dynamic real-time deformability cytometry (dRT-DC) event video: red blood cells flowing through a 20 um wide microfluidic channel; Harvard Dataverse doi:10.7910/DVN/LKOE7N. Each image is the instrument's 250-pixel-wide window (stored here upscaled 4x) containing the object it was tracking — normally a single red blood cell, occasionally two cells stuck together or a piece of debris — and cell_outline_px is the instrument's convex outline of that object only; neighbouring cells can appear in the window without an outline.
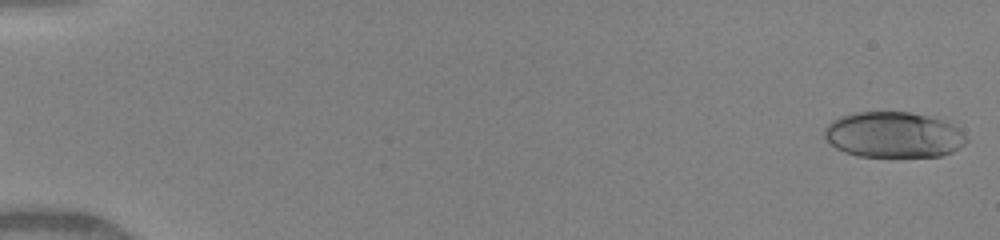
{"species": "human", "species_latin": "Homo sapiens", "temperature_condition": "warm", "stored_images_in_passage": 7, "camera_frame_rate_fps": 3000, "um_per_image_px": 0.085, "donor": {"sex": "female"}, "frame": {"image": 1, "passage_image": 1, "time_ms": 0.0, "image_size_px": [1000, 240], "cell_outline_px": [[968, 140], [960, 148], [952, 152], [940, 156], [856, 156], [844, 152], [836, 148], [824, 136], [824, 128], [832, 120], [840, 116], [856, 112], [908, 112], [928, 116], [952, 124]], "centroid_in_image_um": [75.91, 11.46], "position_along_channel_um": 9.1, "area_um2": 37.57}}
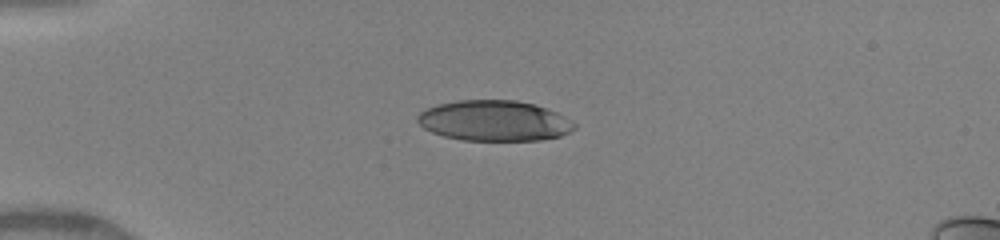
{"frame": {"image": 2, "passage_image": 5, "time_ms": 4.0, "image_size_px": [1000, 240], "cell_outline_px": [[576, 128], [560, 136], [540, 140], [464, 140], [444, 136], [432, 132], [424, 128], [416, 120], [416, 116], [420, 112], [436, 104], [456, 100], [516, 100], [536, 104], [556, 112], [576, 124]], "centroid_in_image_um": [41.99, 10.25], "position_along_channel_um": 43.0, "area_um2": 37.05}}